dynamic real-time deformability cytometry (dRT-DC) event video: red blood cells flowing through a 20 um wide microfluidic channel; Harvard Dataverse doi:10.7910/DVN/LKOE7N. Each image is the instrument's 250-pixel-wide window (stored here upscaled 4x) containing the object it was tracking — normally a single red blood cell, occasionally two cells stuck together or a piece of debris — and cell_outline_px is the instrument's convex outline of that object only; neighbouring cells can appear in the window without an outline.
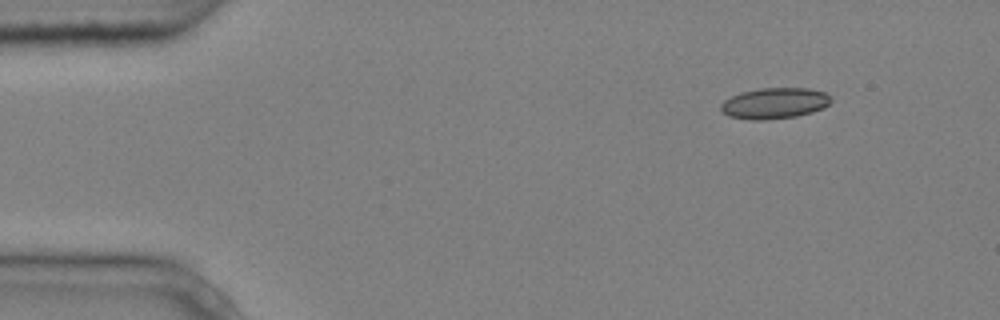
{"species": "common noctule bat (a hibernating species)", "species_latin": "Nyctalus noctula", "temperature_condition": "cold", "stored_images_in_passage": 10, "camera_frame_rate_fps": 3000, "um_per_image_px": 0.085, "animal": {"sex": "male", "body_mass_g": 20.4}, "frame": {"image": 1, "passage_image": 1, "time_ms": 0.0, "image_size_px": [1000, 320], "cell_outline_px": [[832, 100], [824, 108], [812, 112], [796, 116], [760, 120], [752, 120], [728, 116], [720, 108], [720, 104], [724, 100], [740, 92], [760, 88], [808, 88], [824, 92]], "centroid_in_image_um": [65.82, 8.77], "position_along_channel_um": 19.2, "area_um2": 19.77}}